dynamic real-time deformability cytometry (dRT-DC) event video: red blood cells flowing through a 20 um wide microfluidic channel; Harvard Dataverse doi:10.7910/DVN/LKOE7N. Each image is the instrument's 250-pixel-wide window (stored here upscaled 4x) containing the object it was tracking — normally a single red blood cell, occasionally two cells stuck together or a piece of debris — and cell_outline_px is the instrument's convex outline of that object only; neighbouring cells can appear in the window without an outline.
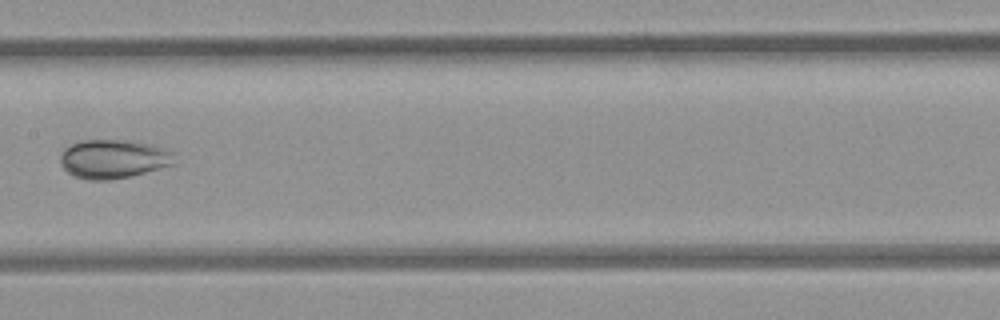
{"species": "common noctule bat (a hibernating species)", "species_latin": "Nyctalus noctula", "temperature_condition": "room temperature", "stored_images_in_passage": 6, "camera_frame_rate_fps": 3000, "um_per_image_px": 0.085, "animal": {"sex": "female", "body_mass_g": 21.9}, "frame": {"image": 1, "passage_image": 6, "time_ms": 1.667, "image_size_px": [1000, 320], "cell_outline_px": [[176, 164], [132, 176], [108, 180], [88, 180], [76, 176], [68, 172], [60, 164], [60, 156], [64, 148], [72, 144], [84, 140], [128, 140], [152, 144], [164, 148], [172, 152]], "centroid_in_image_um": [9.66, 13.51], "position_along_channel_um": 197.7, "area_um2": 25.95}}